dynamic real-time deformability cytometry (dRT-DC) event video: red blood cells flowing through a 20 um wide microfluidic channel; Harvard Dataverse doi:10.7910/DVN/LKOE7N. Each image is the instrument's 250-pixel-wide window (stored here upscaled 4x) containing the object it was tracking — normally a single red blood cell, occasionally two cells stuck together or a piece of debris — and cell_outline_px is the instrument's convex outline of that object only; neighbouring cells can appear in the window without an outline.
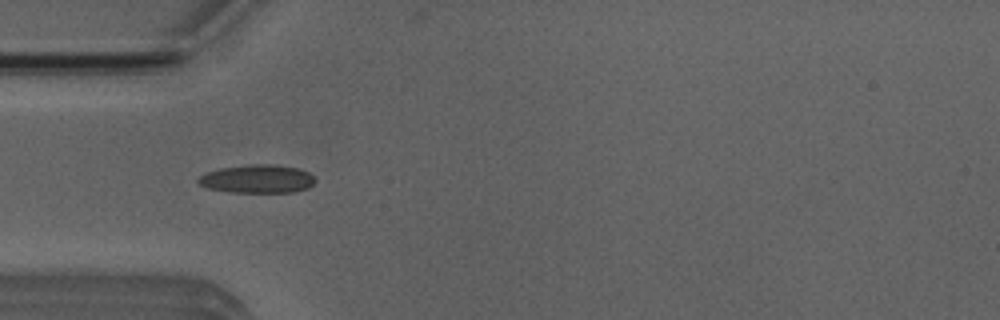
{"species": "Egyptian fruit bat (a non-hibernating species)", "species_latin": "Rousettus aegyptiacus", "temperature_condition": "room temperature", "stored_images_in_passage": 6, "camera_frame_rate_fps": 3000, "um_per_image_px": 0.085, "animal": {"sex": "male"}, "frame": {"image": 1, "passage_image": 4, "time_ms": 3.667, "image_size_px": [1000, 320], "cell_outline_px": [[316, 180], [308, 188], [296, 192], [232, 192], [208, 188], [200, 184], [196, 180], [200, 176], [208, 172], [220, 168], [248, 164], [272, 164], [300, 168], [308, 172]], "centroid_in_image_um": [21.9, 15.2], "position_along_channel_um": 63.1, "area_um2": 19.31}}